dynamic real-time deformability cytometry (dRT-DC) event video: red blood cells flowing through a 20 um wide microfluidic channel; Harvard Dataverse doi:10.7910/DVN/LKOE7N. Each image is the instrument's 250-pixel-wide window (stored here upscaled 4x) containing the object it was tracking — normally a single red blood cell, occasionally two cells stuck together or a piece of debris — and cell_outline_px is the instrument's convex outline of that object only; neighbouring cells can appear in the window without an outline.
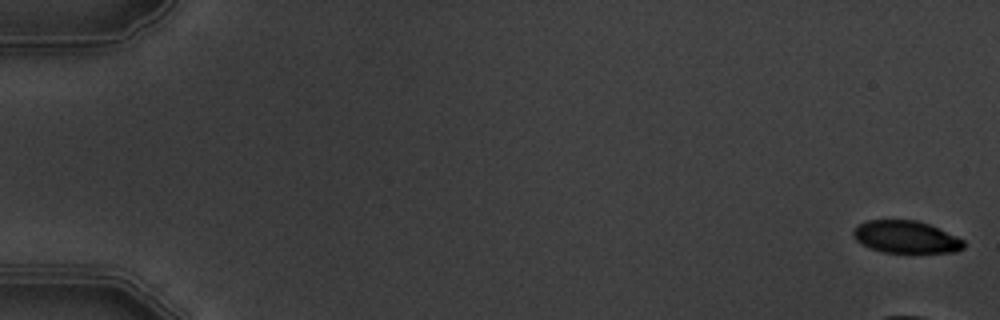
{"species": "common noctule bat (a hibernating species)", "species_latin": "Nyctalus noctula", "temperature_condition": "warm", "stored_images_in_passage": 4, "camera_frame_rate_fps": 3000, "um_per_image_px": 0.085, "animal": {"sex": "male", "body_mass_g": 19.5, "forearm_length_mm": 54.6}, "frame": {"image": 1, "passage_image": 1, "time_ms": 0.0, "image_size_px": [1000, 320], "cell_outline_px": [[964, 248], [956, 252], [884, 252], [868, 248], [860, 244], [852, 236], [852, 232], [860, 224], [868, 220], [916, 220], [928, 224], [956, 236], [964, 240]], "centroid_in_image_um": [76.98, 20.15], "position_along_channel_um": 8.0, "area_um2": 20.69}}